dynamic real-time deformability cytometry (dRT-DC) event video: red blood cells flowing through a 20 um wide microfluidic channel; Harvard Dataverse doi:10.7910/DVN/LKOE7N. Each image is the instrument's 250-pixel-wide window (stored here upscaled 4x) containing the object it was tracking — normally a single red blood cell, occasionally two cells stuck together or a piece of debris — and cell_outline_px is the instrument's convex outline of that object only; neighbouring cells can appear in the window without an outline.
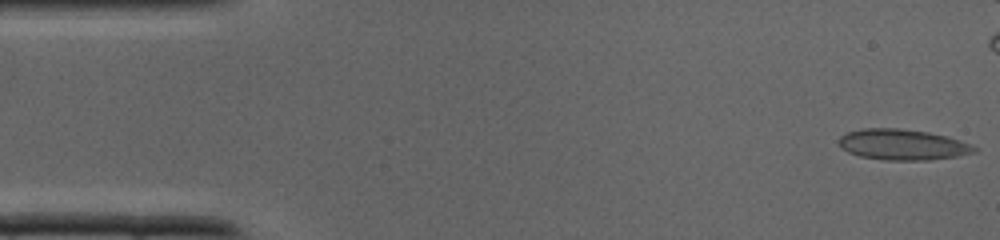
{"species": "common noctule bat (a hibernating species)", "species_latin": "Nyctalus noctula", "temperature_condition": "cold", "stored_images_in_passage": 9, "camera_frame_rate_fps": 3000, "um_per_image_px": 0.085, "animal": {"sex": "male", "body_mass_g": 19.0, "forearm_length_mm": 50.8}, "frame": {"image": 1, "passage_image": 1, "time_ms": 0.0, "image_size_px": [1000, 240], "cell_outline_px": [[980, 148], [976, 152], [956, 156], [928, 160], [884, 160], [860, 156], [848, 152], [840, 144], [840, 136], [848, 132], [864, 128], [900, 128], [928, 132], [948, 136], [972, 144]], "centroid_in_image_um": [76.78, 12.29], "position_along_channel_um": 8.2, "area_um2": 24.28}}